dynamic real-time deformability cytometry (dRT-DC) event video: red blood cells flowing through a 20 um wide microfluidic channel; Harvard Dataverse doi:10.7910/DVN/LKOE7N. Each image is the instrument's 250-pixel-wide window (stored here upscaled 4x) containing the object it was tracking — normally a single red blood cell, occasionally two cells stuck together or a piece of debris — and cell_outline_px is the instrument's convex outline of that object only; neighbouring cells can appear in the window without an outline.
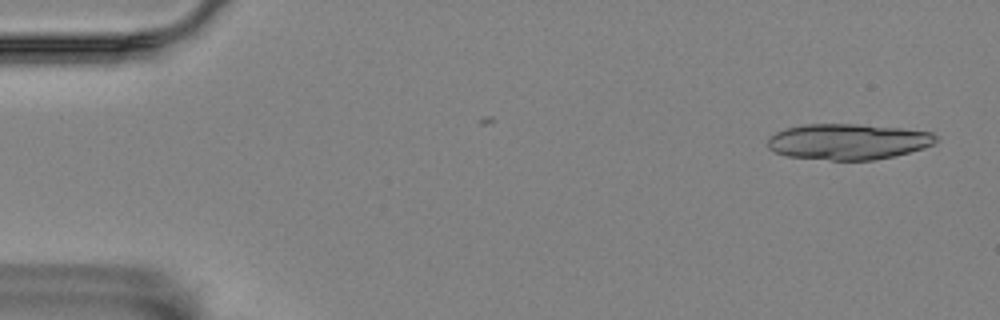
{"species": "Egyptian fruit bat (a non-hibernating species)", "species_latin": "Rousettus aegyptiacus", "temperature_condition": "room temperature", "stored_images_in_passage": 5, "camera_frame_rate_fps": 3000, "um_per_image_px": 0.085, "animal": {"sex": "female"}, "frame": {"image": 1, "passage_image": 1, "time_ms": 0.0, "image_size_px": [1000, 320], "cell_outline_px": [[940, 136], [932, 144], [924, 148], [892, 156], [872, 160], [832, 160], [788, 156], [776, 152], [768, 148], [768, 140], [776, 132], [788, 128], [804, 124], [856, 124], [900, 128], [932, 132]], "centroid_in_image_um": [72.11, 12.03], "position_along_channel_um": 12.9, "area_um2": 34.85}}